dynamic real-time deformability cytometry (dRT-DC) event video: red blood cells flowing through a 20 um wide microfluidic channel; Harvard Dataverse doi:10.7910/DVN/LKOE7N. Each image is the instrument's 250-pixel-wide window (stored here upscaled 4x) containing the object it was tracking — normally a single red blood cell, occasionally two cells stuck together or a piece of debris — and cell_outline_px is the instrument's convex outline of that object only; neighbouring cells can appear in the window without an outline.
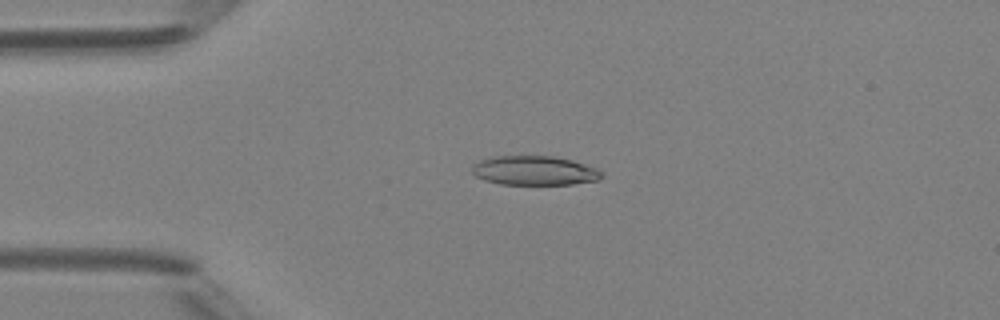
{"species": "Egyptian fruit bat (a non-hibernating species)", "species_latin": "Rousettus aegyptiacus", "temperature_condition": "room temperature", "stored_images_in_passage": 5, "camera_frame_rate_fps": 3000, "um_per_image_px": 0.085, "animal": {"sex": "female"}, "frame": {"image": 1, "passage_image": 3, "time_ms": 2.333, "image_size_px": [1000, 320], "cell_outline_px": [[604, 176], [600, 180], [572, 184], [500, 184], [484, 180], [476, 176], [472, 172], [472, 164], [480, 160], [492, 156], [556, 156], [572, 160], [596, 168], [604, 172]], "centroid_in_image_um": [45.44, 14.49], "position_along_channel_um": 39.6, "area_um2": 22.31}}
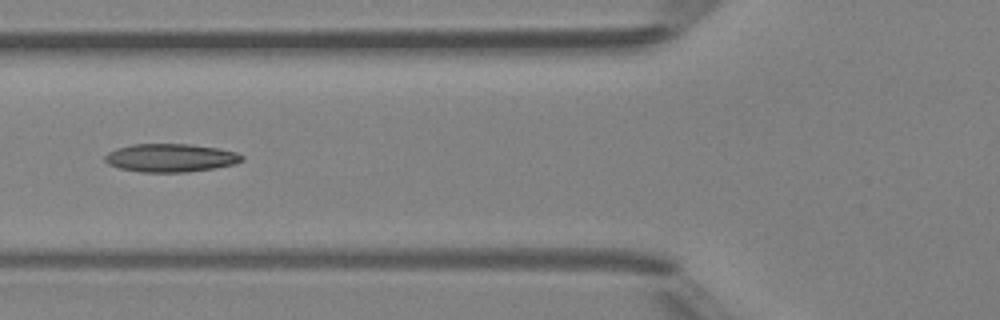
{"frame": {"image": 2, "passage_image": 5, "time_ms": 4.667, "image_size_px": [1000, 320], "cell_outline_px": [[244, 160], [232, 164], [216, 168], [184, 172], [140, 172], [120, 168], [108, 164], [104, 160], [104, 156], [108, 152], [116, 148], [132, 144], [188, 144], [220, 148], [236, 152], [244, 156]], "centroid_in_image_um": [14.49, 13.41], "position_along_channel_um": 111.3, "area_um2": 22.6}}